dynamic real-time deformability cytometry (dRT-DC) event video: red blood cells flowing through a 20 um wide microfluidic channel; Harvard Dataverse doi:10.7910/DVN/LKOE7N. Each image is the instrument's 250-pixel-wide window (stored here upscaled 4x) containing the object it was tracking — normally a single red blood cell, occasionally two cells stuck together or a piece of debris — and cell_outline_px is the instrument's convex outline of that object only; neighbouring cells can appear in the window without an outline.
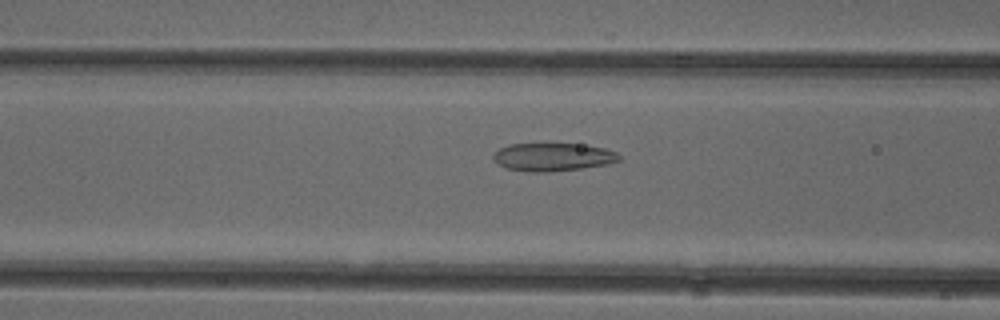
{"species": "common noctule bat (a hibernating species)", "species_latin": "Nyctalus noctula", "temperature_condition": "cold", "stored_images_in_passage": 52, "camera_frame_rate_fps": 3000, "um_per_image_px": 0.085, "animal": {"sex": "female"}, "frame": {"image": 1, "passage_image": 21, "time_ms": 6.667, "image_size_px": [1000, 320], "cell_outline_px": [[620, 160], [608, 164], [580, 168], [548, 172], [528, 172], [508, 168], [496, 164], [492, 160], [492, 152], [508, 144], [576, 144], [604, 148], [616, 152], [620, 156]], "centroid_in_image_um": [46.92, 13.35], "position_along_channel_um": 119.7, "area_um2": 20.58}}
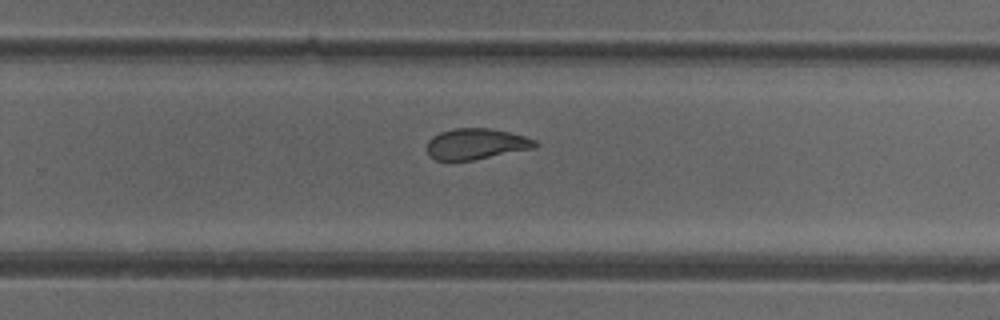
{"frame": {"image": 2, "passage_image": 34, "time_ms": 11.0, "image_size_px": [1000, 320], "cell_outline_px": [[540, 144], [536, 148], [472, 160], [436, 160], [428, 156], [428, 140], [432, 136], [440, 132], [456, 128], [488, 128], [508, 132], [524, 136], [536, 140]], "centroid_in_image_um": [40.49, 12.23], "position_along_channel_um": 289.3, "area_um2": 19.48}}
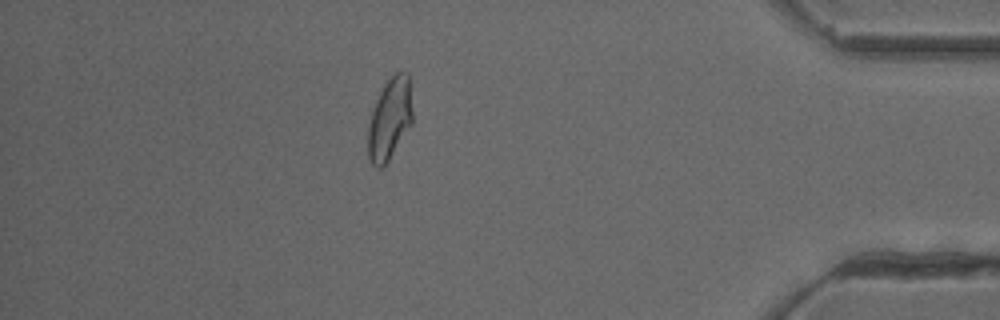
{"frame": {"image": 3, "passage_image": 46, "time_ms": 15.0, "image_size_px": [1000, 320], "cell_outline_px": [[412, 124], [384, 168], [376, 168], [372, 164], [368, 156], [368, 124], [376, 100], [384, 84], [396, 72], [408, 72], [412, 112]], "centroid_in_image_um": [33.12, 10.15], "position_along_channel_um": 402.1, "area_um2": 21.21}, "authors_computed_cell_mechanics": {"area_um2": 21.675, "velocity_mm_per_s": 3.9257, "shape_relaxation_time_tau1_ms": null, "shape_relaxation_time_tau2_ms": 1.7887, "deformation_change_tau1": null, "deformation_change_tau2": 0.0881}}